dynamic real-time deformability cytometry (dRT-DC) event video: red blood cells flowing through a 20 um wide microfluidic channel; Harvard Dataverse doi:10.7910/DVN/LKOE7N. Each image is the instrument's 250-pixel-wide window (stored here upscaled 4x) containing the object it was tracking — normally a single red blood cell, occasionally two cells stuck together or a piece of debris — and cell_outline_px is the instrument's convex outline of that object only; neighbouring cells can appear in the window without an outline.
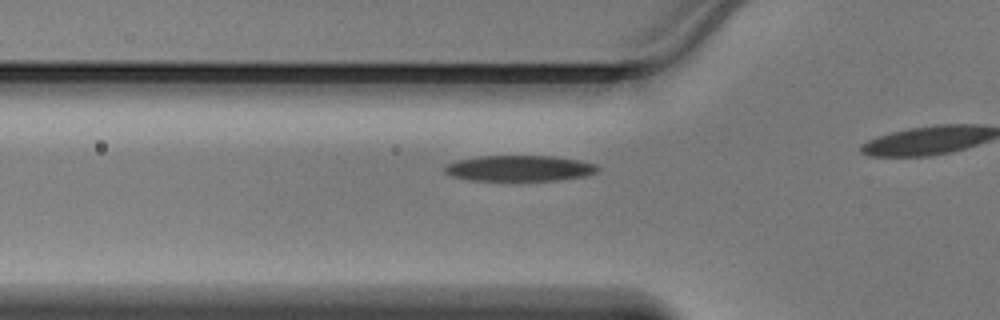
{"species": "Egyptian fruit bat (a non-hibernating species)", "species_latin": "Rousettus aegyptiacus", "temperature_condition": "warm", "stored_images_in_passage": 8, "camera_frame_rate_fps": 3000, "um_per_image_px": 0.085, "animal": {"sex": "male"}, "frame": {"image": 1, "passage_image": 3, "time_ms": 0.667, "image_size_px": [1000, 320], "cell_outline_px": [[600, 168], [596, 172], [584, 176], [556, 180], [468, 180], [452, 176], [444, 172], [444, 168], [448, 164], [460, 160], [480, 156], [552, 156], [580, 160], [596, 164]], "centroid_in_image_um": [44.17, 14.3], "position_along_channel_um": 81.6, "area_um2": 22.77}}
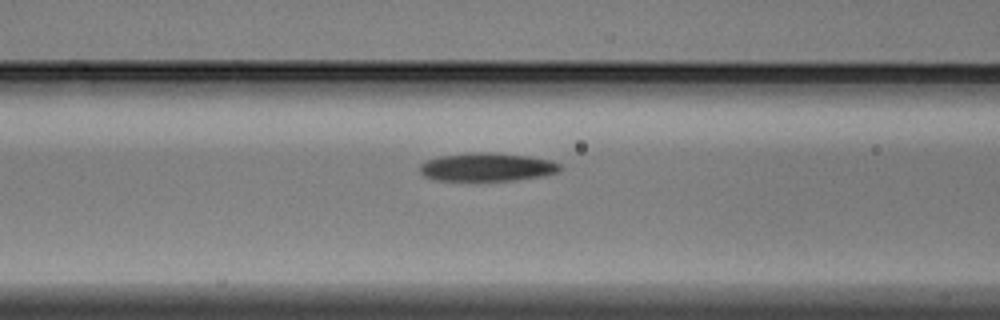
{"frame": {"image": 2, "passage_image": 6, "time_ms": 1.667, "image_size_px": [1000, 320], "cell_outline_px": [[560, 172], [544, 176], [516, 180], [436, 180], [424, 176], [420, 172], [420, 164], [428, 160], [440, 156], [472, 152], [488, 152], [528, 156], [548, 160], [560, 164]], "centroid_in_image_um": [41.41, 14.2], "position_along_channel_um": 125.2, "area_um2": 23.0}}